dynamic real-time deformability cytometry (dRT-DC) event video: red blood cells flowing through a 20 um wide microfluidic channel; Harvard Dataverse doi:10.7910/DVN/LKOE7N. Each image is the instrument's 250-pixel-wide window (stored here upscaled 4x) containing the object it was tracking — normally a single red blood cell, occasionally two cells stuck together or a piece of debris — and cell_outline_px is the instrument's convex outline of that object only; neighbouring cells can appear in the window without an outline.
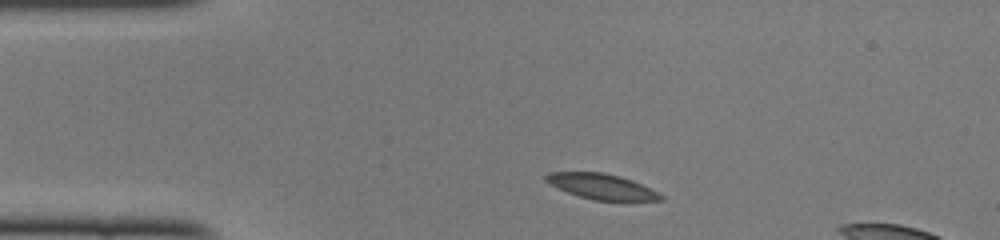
{"species": "common noctule bat (a hibernating species)", "species_latin": "Nyctalus noctula", "temperature_condition": "cold", "stored_images_in_passage": 36, "camera_frame_rate_fps": 3000, "um_per_image_px": 0.085, "animal": {"sex": "female", "body_mass_g": 22.0, "forearm_length_mm": 56.7}, "frame": {"image": 1, "passage_image": 3, "time_ms": 0.667, "image_size_px": [1000, 240], "cell_outline_px": [[664, 200], [592, 200], [568, 192], [544, 180], [544, 176], [548, 172], [604, 172], [620, 176], [632, 180], [664, 196]], "centroid_in_image_um": [51.12, 15.84], "position_along_channel_um": 33.9, "area_um2": 16.65}}
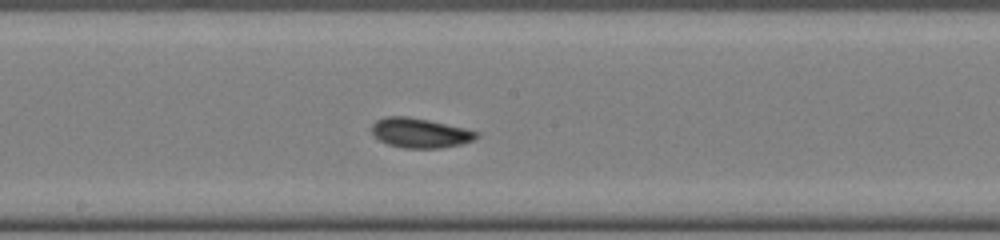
{"frame": {"image": 2, "passage_image": 19, "time_ms": 6.0, "image_size_px": [1000, 240], "cell_outline_px": [[480, 136], [472, 140], [460, 144], [440, 148], [404, 148], [388, 144], [380, 140], [372, 132], [372, 124], [376, 120], [384, 116], [408, 116], [428, 120], [464, 128], [480, 132]], "centroid_in_image_um": [35.7, 11.29], "position_along_channel_um": 212.5, "area_um2": 18.03}}
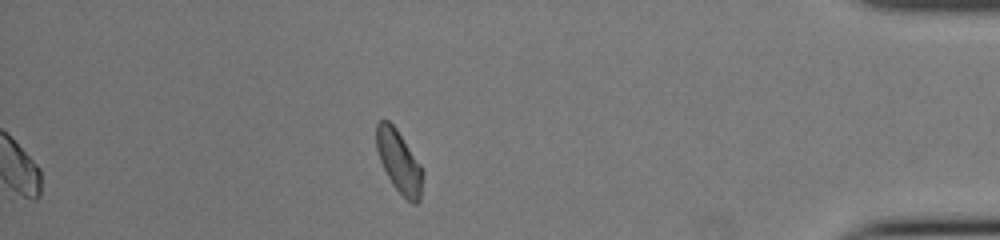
{"frame": {"image": 3, "passage_image": 36, "time_ms": 11.667, "image_size_px": [1000, 240], "cell_outline_px": [[424, 172], [420, 200], [416, 204], [412, 204], [392, 184], [380, 160], [376, 148], [376, 124], [380, 120], [388, 120], [396, 128], [420, 164]], "centroid_in_image_um": [33.93, 13.74], "position_along_channel_um": 401.3, "area_um2": 16.7}, "authors_computed_cell_mechanics": {"area_um2": 17.4556, "velocity_mm_per_s": 4.0621, "shape_relaxation_time_tau1_ms": 6.2355, "shape_relaxation_time_tau2_ms": 1.3782, "deformation_change_tau1": 0.1072, "deformation_change_tau2": 0.0519}}